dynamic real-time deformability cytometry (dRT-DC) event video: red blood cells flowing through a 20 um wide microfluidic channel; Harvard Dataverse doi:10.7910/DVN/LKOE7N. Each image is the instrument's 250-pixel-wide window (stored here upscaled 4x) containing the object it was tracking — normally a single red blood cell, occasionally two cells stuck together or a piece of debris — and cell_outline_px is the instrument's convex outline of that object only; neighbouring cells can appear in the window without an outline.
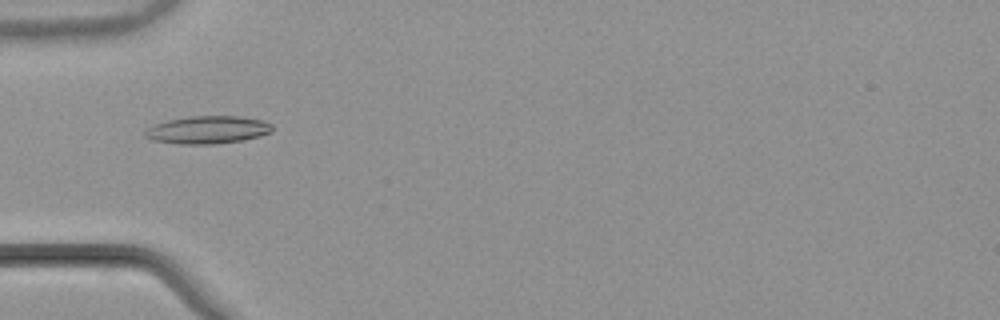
{"species": "common noctule bat (a hibernating species)", "species_latin": "Nyctalus noctula", "temperature_condition": "warm", "stored_images_in_passage": 7, "camera_frame_rate_fps": 3000, "um_per_image_px": 0.085, "animal": {"sex": "male", "body_mass_g": 21.5, "forearm_length_mm": 52.0}, "frame": {"image": 1, "passage_image": 1, "time_ms": 0.0, "image_size_px": [1000, 320], "cell_outline_px": [[272, 132], [260, 136], [244, 140], [212, 144], [180, 144], [152, 140], [144, 136], [144, 132], [148, 128], [156, 124], [168, 120], [188, 116], [240, 116], [264, 120], [272, 124]], "centroid_in_image_um": [17.68, 11.03], "position_along_channel_um": 67.3, "area_um2": 20.63}}